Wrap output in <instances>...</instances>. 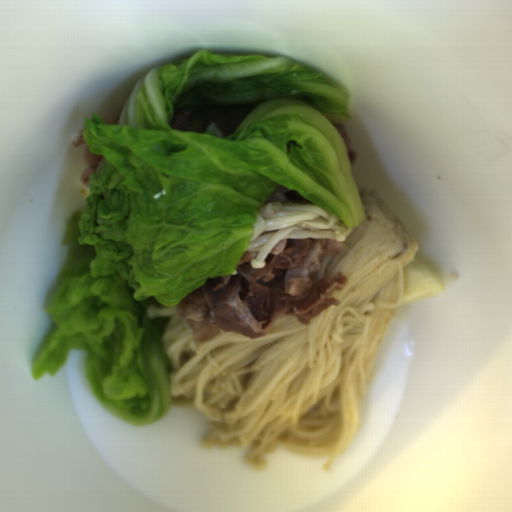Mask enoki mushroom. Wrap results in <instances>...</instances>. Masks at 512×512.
<instances>
[{"instance_id": "cea9216a", "label": "enoki mushroom", "mask_w": 512, "mask_h": 512, "mask_svg": "<svg viewBox=\"0 0 512 512\" xmlns=\"http://www.w3.org/2000/svg\"><path fill=\"white\" fill-rule=\"evenodd\" d=\"M357 190L365 219L354 228L312 202H291L283 186L258 209L245 249L257 251L251 268H264L282 239L344 243L340 254L321 258L318 273L327 280L344 274V289L328 296L340 306L309 325L290 314L259 338L225 331L200 341L176 303L148 307L150 319L168 321L161 349L171 367L170 397L190 399L209 419L204 449L246 447L243 461L253 470L285 449L327 457V472L352 444L364 389L403 305L406 267L420 249L375 189Z\"/></svg>"}, {"instance_id": "6df1b440", "label": "enoki mushroom", "mask_w": 512, "mask_h": 512, "mask_svg": "<svg viewBox=\"0 0 512 512\" xmlns=\"http://www.w3.org/2000/svg\"><path fill=\"white\" fill-rule=\"evenodd\" d=\"M191 127L193 130L191 131H194V132H199V131H202L206 125V122L205 120H202V119H198V120H194L191 124Z\"/></svg>"}, {"instance_id": "6f350940", "label": "enoki mushroom", "mask_w": 512, "mask_h": 512, "mask_svg": "<svg viewBox=\"0 0 512 512\" xmlns=\"http://www.w3.org/2000/svg\"><path fill=\"white\" fill-rule=\"evenodd\" d=\"M208 130H210L211 132L214 133L215 136H220L221 138H224V135L222 133V131L219 129V127L217 125H215L214 123H211L209 124L206 129L204 130L203 133H206Z\"/></svg>"}]
</instances>
